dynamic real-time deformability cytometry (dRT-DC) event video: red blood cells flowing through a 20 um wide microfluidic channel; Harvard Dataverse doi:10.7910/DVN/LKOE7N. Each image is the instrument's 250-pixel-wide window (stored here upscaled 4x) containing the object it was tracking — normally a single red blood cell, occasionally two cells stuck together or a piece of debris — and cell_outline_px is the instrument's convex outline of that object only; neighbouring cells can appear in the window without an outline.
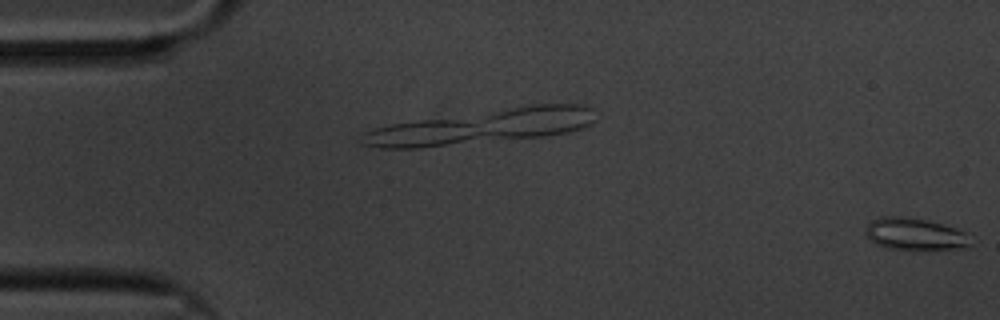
{"species": "common noctule bat (a hibernating species)", "species_latin": "Nyctalus noctula", "temperature_condition": "cold", "stored_images_in_passage": 14, "camera_frame_rate_fps": 3000, "um_per_image_px": 0.085, "animal": {"sex": "male", "body_mass_g": 20.1, "forearm_length_mm": 53.5}, "frame": {"image": 1, "passage_image": 14, "time_ms": 4.333, "image_size_px": [1000, 320], "cell_outline_px": [[972, 244], [964, 248], [888, 248], [876, 244], [864, 232], [864, 228], [872, 220], [880, 216], [900, 216], [924, 220], [940, 224], [964, 232]], "centroid_in_image_um": [77.69, 19.87], "position_along_channel_um": 7.3, "area_um2": 18.84}}